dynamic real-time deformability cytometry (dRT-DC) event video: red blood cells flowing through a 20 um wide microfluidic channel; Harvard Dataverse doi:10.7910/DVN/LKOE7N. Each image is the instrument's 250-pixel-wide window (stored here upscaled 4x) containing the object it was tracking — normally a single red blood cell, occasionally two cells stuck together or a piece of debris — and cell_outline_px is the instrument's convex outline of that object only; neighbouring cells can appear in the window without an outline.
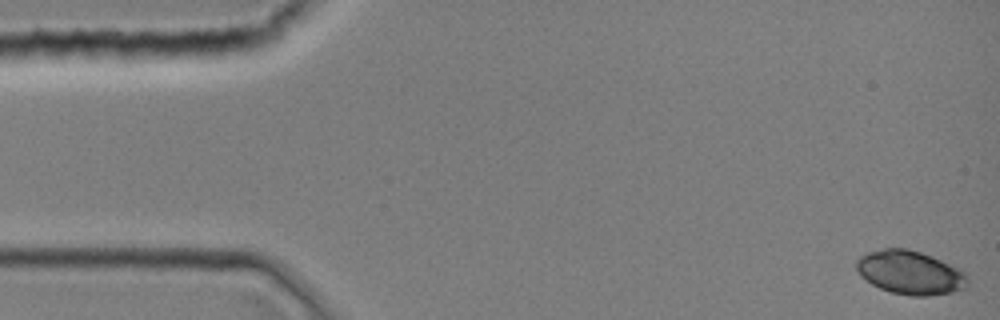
{"species": "common noctule bat (a hibernating species)", "species_latin": "Nyctalus noctula", "temperature_condition": "room temperature", "stored_images_in_passage": 39, "camera_frame_rate_fps": 3000, "um_per_image_px": 0.085, "animal": {"sex": "female", "body_mass_g": 19.0, "forearm_length_mm": 51.5}, "frame": {"image": 1, "passage_image": 1, "time_ms": 0.0, "image_size_px": [1000, 320], "cell_outline_px": [[968, 280], [964, 288], [952, 292], [928, 296], [908, 296], [892, 292], [880, 288], [872, 284], [860, 276], [856, 268], [856, 260], [860, 256], [868, 252], [884, 248], [908, 248], [932, 256], [960, 268], [968, 276]], "centroid_in_image_um": [77.35, 23.16], "position_along_channel_um": 7.6, "area_um2": 28.44}}
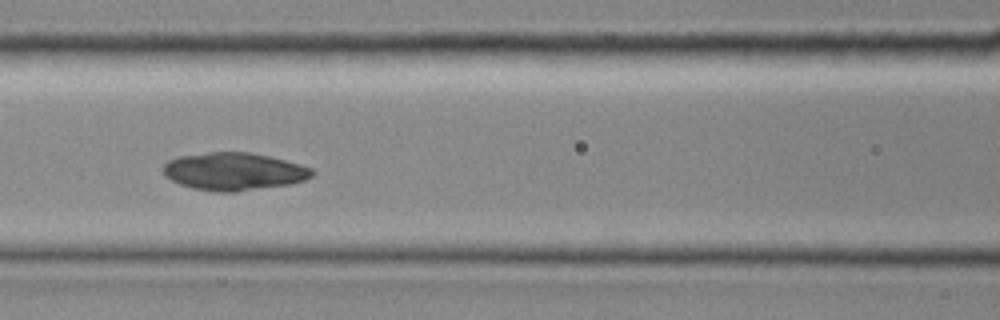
{"frame": {"image": 2, "passage_image": 17, "time_ms": 5.333, "image_size_px": [1000, 320], "cell_outline_px": [[316, 172], [312, 176], [304, 180], [292, 184], [236, 192], [216, 192], [192, 188], [180, 184], [164, 176], [160, 168], [168, 160], [176, 156], [208, 152], [252, 152], [300, 164], [312, 168]], "centroid_in_image_um": [19.85, 14.57], "position_along_channel_um": 146.8, "area_um2": 33.12}}
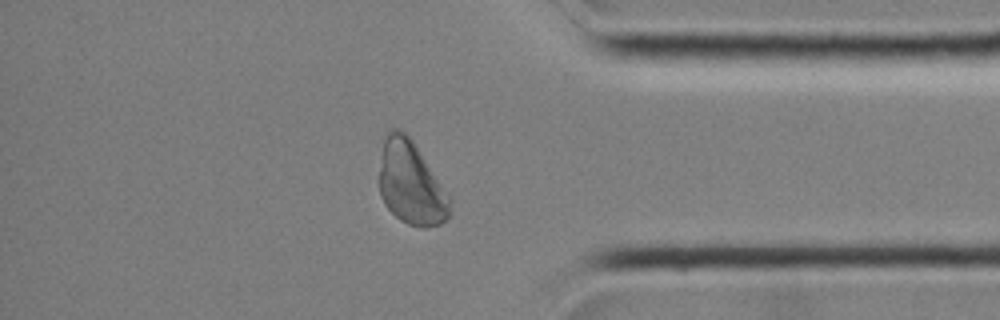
{"frame": {"image": 3, "passage_image": 33, "time_ms": 10.667, "image_size_px": [1000, 320], "cell_outline_px": [[452, 200], [448, 216], [440, 224], [424, 228], [408, 224], [400, 220], [384, 204], [380, 196], [376, 180], [384, 132], [388, 128], [400, 128], [412, 140]], "centroid_in_image_um": [34.85, 15.53], "position_along_channel_um": 400.4, "area_um2": 34.91}}